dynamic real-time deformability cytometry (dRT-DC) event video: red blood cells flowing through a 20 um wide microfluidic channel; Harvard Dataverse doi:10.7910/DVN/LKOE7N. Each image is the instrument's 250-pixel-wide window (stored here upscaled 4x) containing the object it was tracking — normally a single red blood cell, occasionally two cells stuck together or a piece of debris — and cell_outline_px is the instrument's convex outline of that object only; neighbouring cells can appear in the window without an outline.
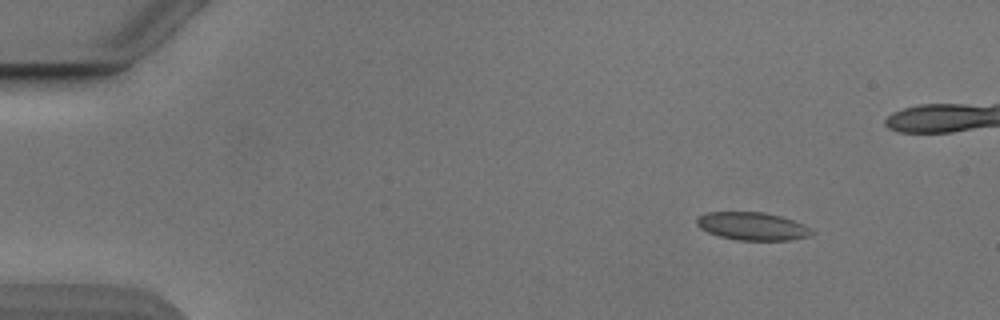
{"species": "Egyptian fruit bat (a non-hibernating species)", "species_latin": "Rousettus aegyptiacus", "temperature_condition": "cold", "stored_images_in_passage": 49, "camera_frame_rate_fps": 3000, "um_per_image_px": 0.085, "animal": {"sex": "male"}, "frame": {"image": 1, "passage_image": 1, "time_ms": 0.0, "image_size_px": [1000, 320], "cell_outline_px": [[812, 232], [808, 236], [788, 240], [736, 240], [720, 236], [708, 232], [700, 228], [696, 224], [696, 220], [700, 216], [708, 212], [760, 212], [780, 216], [804, 224]], "centroid_in_image_um": [63.91, 19.23], "position_along_channel_um": 21.1, "area_um2": 18.38}}
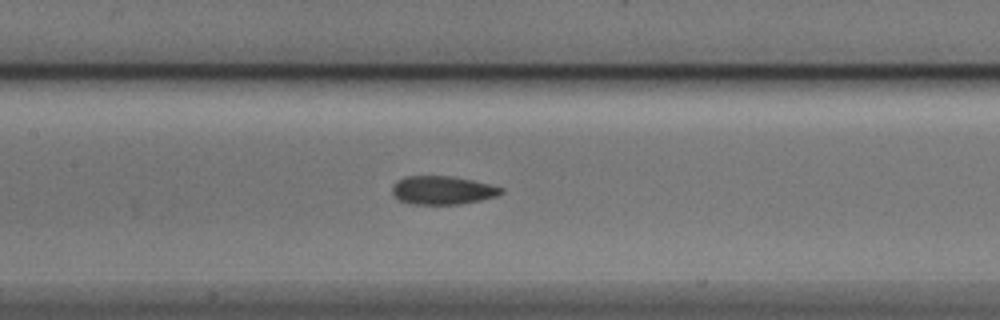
{"frame": {"image": 2, "passage_image": 20, "time_ms": 6.333, "image_size_px": [1000, 320], "cell_outline_px": [[504, 192], [496, 196], [480, 200], [460, 204], [408, 204], [400, 200], [392, 192], [392, 188], [396, 180], [404, 176], [448, 176], [472, 180], [492, 184], [504, 188]], "centroid_in_image_um": [37.62, 16.16], "position_along_channel_um": 169.8, "area_um2": 18.09}}
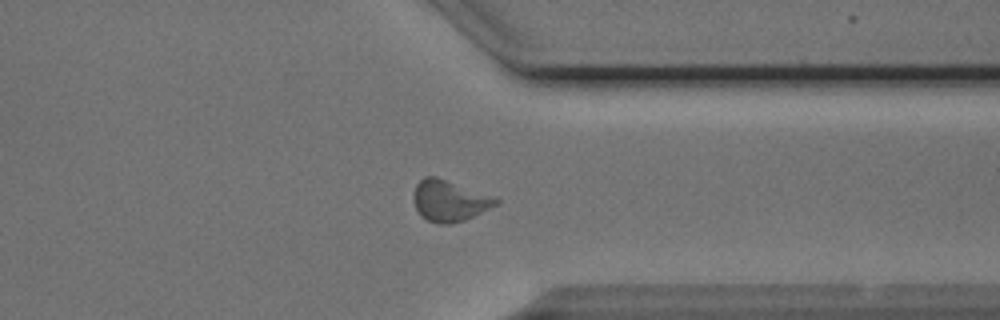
{"frame": {"image": 3, "passage_image": 36, "time_ms": 11.667, "image_size_px": [1000, 320], "cell_outline_px": [[500, 200], [496, 204], [464, 220], [452, 224], [436, 224], [420, 216], [412, 200], [412, 196], [416, 184], [424, 176], [436, 176], [496, 196]], "centroid_in_image_um": [38.16, 17.05], "position_along_channel_um": 373.2, "area_um2": 19.94}, "authors_computed_cell_mechanics": {"area_um2": 18.2648, "velocity_mm_per_s": 3.8508, "shape_relaxation_time_tau1_ms": null, "shape_relaxation_time_tau2_ms": 1.4777, "deformation_change_tau1": null, "deformation_change_tau2": 0.0661}}